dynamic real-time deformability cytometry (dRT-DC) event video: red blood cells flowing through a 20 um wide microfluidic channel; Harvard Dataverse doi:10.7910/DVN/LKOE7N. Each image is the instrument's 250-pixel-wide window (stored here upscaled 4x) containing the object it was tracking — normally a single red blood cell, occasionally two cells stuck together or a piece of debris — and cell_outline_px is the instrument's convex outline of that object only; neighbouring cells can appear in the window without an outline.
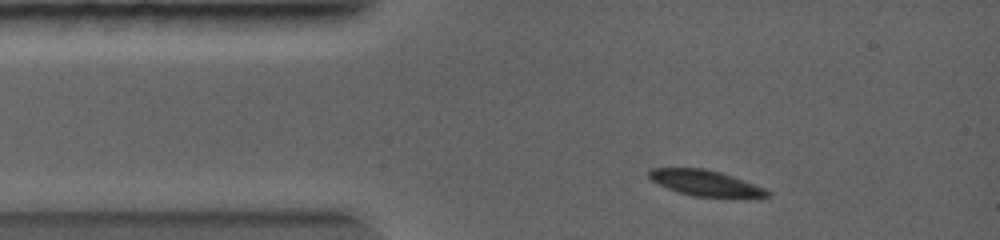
{"species": "common noctule bat (a hibernating species)", "species_latin": "Nyctalus noctula", "temperature_condition": "warm", "stored_images_in_passage": 2, "camera_frame_rate_fps": 5000, "um_per_image_px": 0.085, "animal": {"sex": "female", "body_mass_g": 19.0, "forearm_length_mm": 56.7}, "frame": {"image": 1, "passage_image": 1, "time_ms": 0.0, "image_size_px": [1000, 240], "cell_outline_px": [[768, 196], [732, 200], [692, 196], [668, 188], [652, 180], [648, 176], [648, 172], [652, 168], [704, 168], [720, 172], [732, 176], [764, 188], [768, 192]], "centroid_in_image_um": [60.01, 15.6], "position_along_channel_um": 25.0, "area_um2": 18.09}}